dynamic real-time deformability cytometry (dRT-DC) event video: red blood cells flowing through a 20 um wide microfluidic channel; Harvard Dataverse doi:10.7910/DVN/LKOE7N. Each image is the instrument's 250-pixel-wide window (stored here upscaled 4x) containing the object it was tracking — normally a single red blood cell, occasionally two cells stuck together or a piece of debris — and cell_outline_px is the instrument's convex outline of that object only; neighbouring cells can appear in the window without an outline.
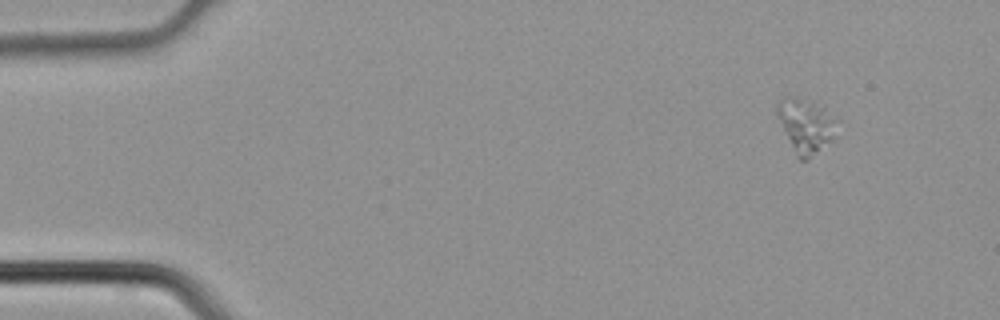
{"species": "common noctule bat (a hibernating species)", "species_latin": "Nyctalus noctula", "temperature_condition": "cold", "stored_images_in_passage": 4, "camera_frame_rate_fps": 3000, "um_per_image_px": 0.085, "animal": {"sex": "male", "body_mass_g": 21.5, "forearm_length_mm": 52.0}, "frame": {"image": 1, "passage_image": 4, "time_ms": 1.0, "image_size_px": [1000, 320], "cell_outline_px": [[840, 120], [828, 140], [808, 160], [800, 160], [796, 156], [776, 112], [776, 104], [784, 96], [800, 100], [812, 104]], "centroid_in_image_um": [68.44, 10.7], "position_along_channel_um": 16.6, "area_um2": 17.51}}